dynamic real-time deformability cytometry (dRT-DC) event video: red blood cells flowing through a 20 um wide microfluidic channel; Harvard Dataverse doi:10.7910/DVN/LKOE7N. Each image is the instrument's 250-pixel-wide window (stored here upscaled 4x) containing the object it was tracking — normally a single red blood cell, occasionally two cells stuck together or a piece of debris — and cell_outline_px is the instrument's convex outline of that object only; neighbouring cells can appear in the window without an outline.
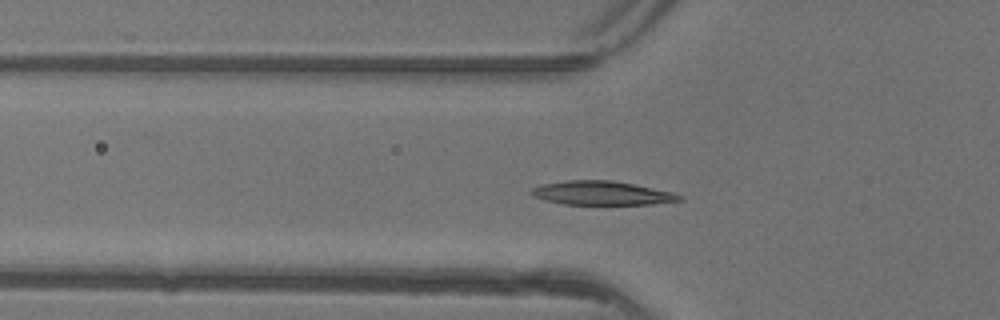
{"species": "common noctule bat (a hibernating species)", "species_latin": "Nyctalus noctula", "temperature_condition": "warm", "stored_images_in_passage": 48, "segment_of_instrument_passage": [1, 2], "camera_frame_rate_fps": 3000, "um_per_image_px": 0.085, "animal": {"sex": "female"}, "frame": {"image": 1, "passage_image": 14, "time_ms": 4.333, "image_size_px": [1000, 320], "cell_outline_px": [[684, 200], [652, 204], [564, 204], [544, 200], [532, 196], [528, 192], [532, 188], [540, 184], [568, 180], [612, 180], [672, 192], [680, 196]], "centroid_in_image_um": [51.08, 16.41], "position_along_channel_um": 74.7, "area_um2": 20.52}}
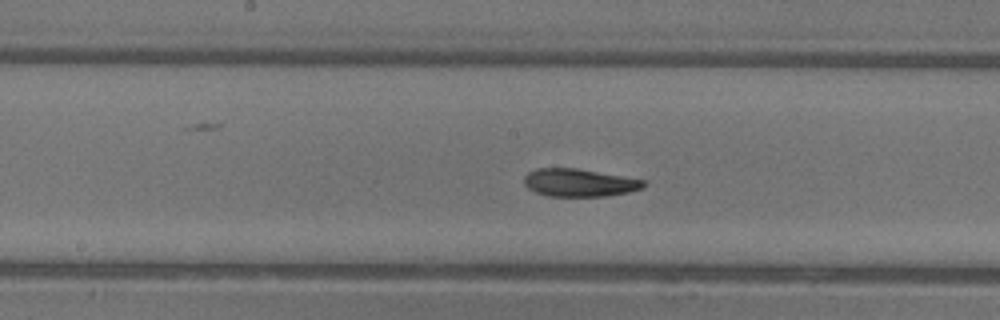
{"frame": {"image": 2, "passage_image": 23, "time_ms": 7.333, "image_size_px": [1000, 320], "cell_outline_px": [[644, 188], [628, 192], [604, 196], [548, 196], [536, 192], [528, 188], [524, 184], [524, 176], [528, 172], [536, 168], [576, 168], [644, 180]], "centroid_in_image_um": [49.2, 15.52], "position_along_channel_um": 199.0, "area_um2": 19.19}}
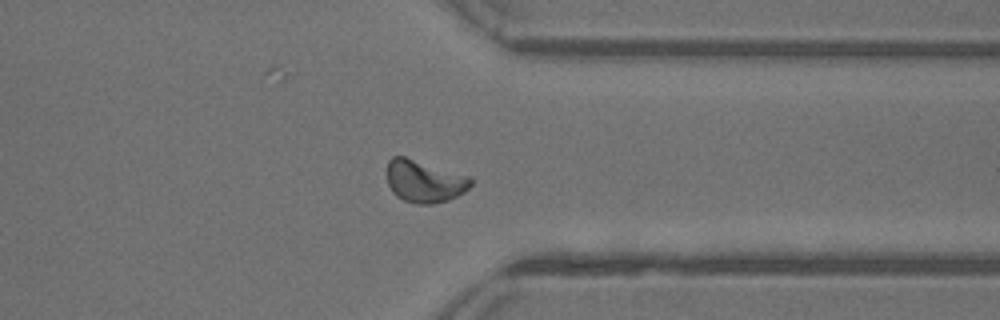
{"frame": {"image": 3, "passage_image": 36, "time_ms": 11.667, "image_size_px": [1000, 320], "cell_outline_px": [[472, 184], [464, 192], [448, 200], [432, 204], [416, 204], [404, 200], [396, 196], [392, 192], [388, 184], [388, 160], [392, 156], [404, 156], [468, 176], [472, 180]], "centroid_in_image_um": [36.05, 15.41], "position_along_channel_um": 375.4, "area_um2": 20.46}}